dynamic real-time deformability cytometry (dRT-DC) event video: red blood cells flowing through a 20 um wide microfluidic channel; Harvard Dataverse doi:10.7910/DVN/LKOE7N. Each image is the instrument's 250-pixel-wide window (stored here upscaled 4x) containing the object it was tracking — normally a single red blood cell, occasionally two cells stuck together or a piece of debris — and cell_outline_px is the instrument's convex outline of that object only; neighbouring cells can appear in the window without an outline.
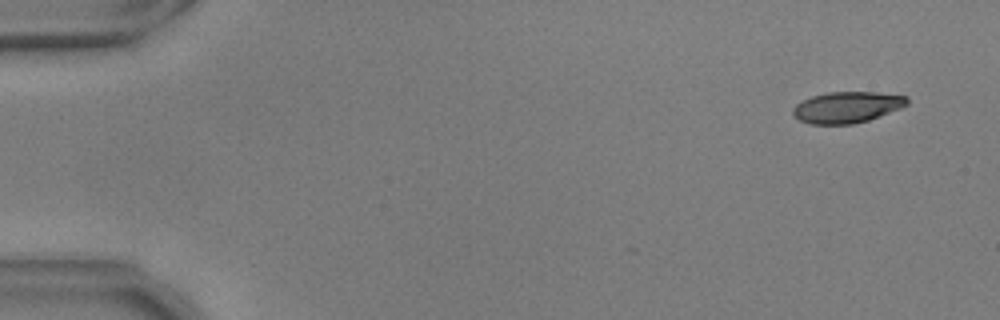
{"species": "common noctule bat (a hibernating species)", "species_latin": "Nyctalus noctula", "temperature_condition": "warm", "stored_images_in_passage": 52, "camera_frame_rate_fps": 3000, "um_per_image_px": 0.085, "animal": {"sex": "male", "body_mass_g": 17.9, "forearm_length_mm": 54.2}, "frame": {"image": 1, "passage_image": 1, "time_ms": 0.0, "image_size_px": [1000, 320], "cell_outline_px": [[908, 104], [900, 108], [868, 120], [852, 124], [808, 124], [792, 116], [792, 108], [796, 104], [812, 96], [828, 92], [876, 92], [908, 96]], "centroid_in_image_um": [71.97, 9.11], "position_along_channel_um": 13.0, "area_um2": 20.75}}
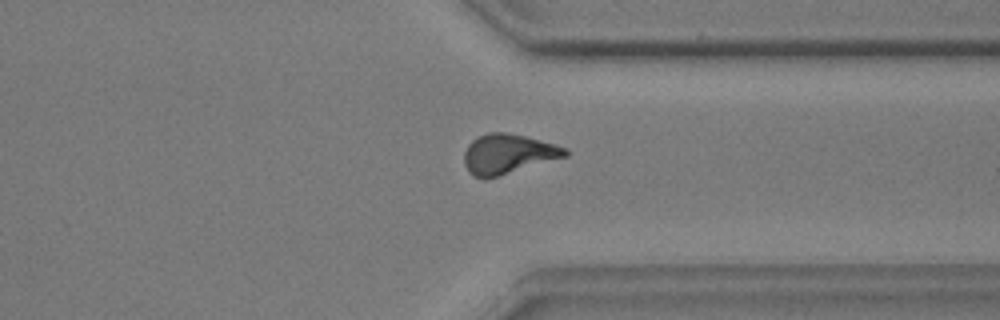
{"frame": {"image": 2, "passage_image": 40, "time_ms": 13.0, "image_size_px": [1000, 320], "cell_outline_px": [[568, 156], [484, 180], [472, 176], [468, 172], [464, 164], [464, 152], [468, 144], [472, 140], [488, 132], [504, 132], [524, 136], [556, 144], [568, 148]], "centroid_in_image_um": [43.16, 13.1], "position_along_channel_um": 368.2, "area_um2": 23.52}}
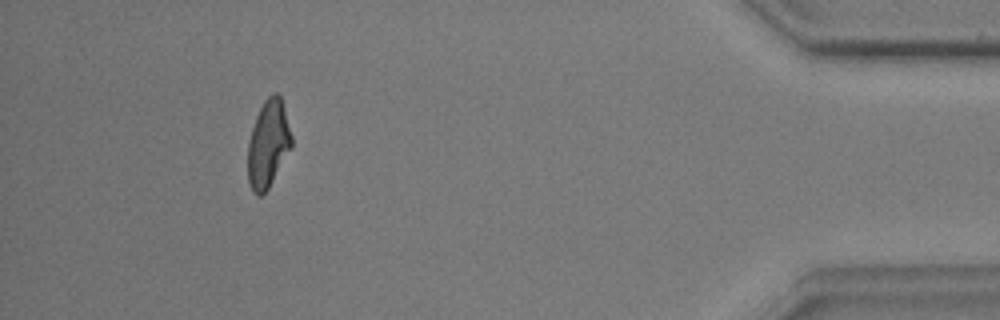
{"frame": {"image": 3, "passage_image": 48, "time_ms": 15.667, "image_size_px": [1000, 320], "cell_outline_px": [[292, 148], [268, 188], [260, 196], [256, 196], [252, 192], [248, 184], [248, 140], [256, 116], [264, 100], [272, 92], [276, 92], [280, 96], [284, 108], [292, 136]], "centroid_in_image_um": [22.79, 12.24], "position_along_channel_um": 412.4, "area_um2": 22.37}, "authors_computed_cell_mechanics": {"area_um2": 22.8021, "velocity_mm_per_s": 3.7178, "shape_relaxation_time_tau1_ms": 4.3682, "shape_relaxation_time_tau2_ms": 2.4882, "deformation_change_tau1": 0.1533, "deformation_change_tau2": 0.1062}}